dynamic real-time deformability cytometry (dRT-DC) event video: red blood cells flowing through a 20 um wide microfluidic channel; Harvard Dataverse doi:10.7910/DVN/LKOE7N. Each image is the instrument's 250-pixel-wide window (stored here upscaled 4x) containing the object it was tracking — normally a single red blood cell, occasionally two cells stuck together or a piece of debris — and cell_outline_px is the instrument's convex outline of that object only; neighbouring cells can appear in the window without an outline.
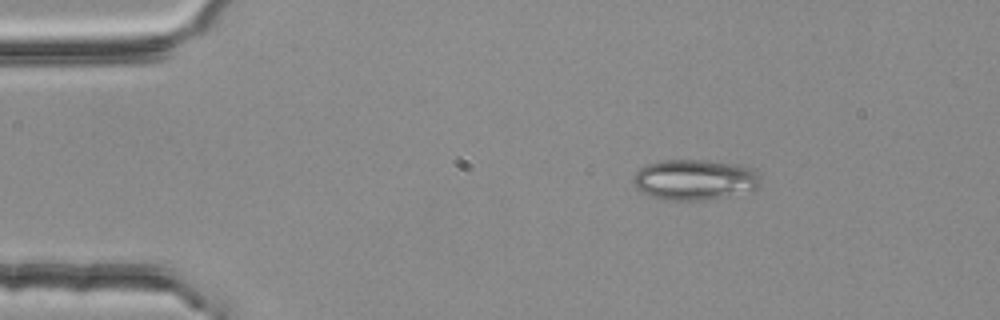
{"species": "common noctule bat (a hibernating species)", "species_latin": "Nyctalus noctula", "temperature_condition": "room temperature", "stored_images_in_passage": 2, "camera_frame_rate_fps": 3000, "um_per_image_px": 0.085, "animal": {"sex": "female", "body_mass_g": 25.1}, "frame": {"image": 1, "passage_image": 1, "time_ms": 0.0, "image_size_px": [1000, 320], "cell_outline_px": [[760, 184], [756, 188], [724, 196], [704, 200], [676, 200], [648, 196], [636, 188], [632, 184], [632, 176], [640, 168], [648, 164], [664, 160], [704, 160], [740, 164], [752, 168], [760, 176]], "centroid_in_image_um": [59.01, 15.26], "position_along_channel_um": 26.0, "area_um2": 29.94}}